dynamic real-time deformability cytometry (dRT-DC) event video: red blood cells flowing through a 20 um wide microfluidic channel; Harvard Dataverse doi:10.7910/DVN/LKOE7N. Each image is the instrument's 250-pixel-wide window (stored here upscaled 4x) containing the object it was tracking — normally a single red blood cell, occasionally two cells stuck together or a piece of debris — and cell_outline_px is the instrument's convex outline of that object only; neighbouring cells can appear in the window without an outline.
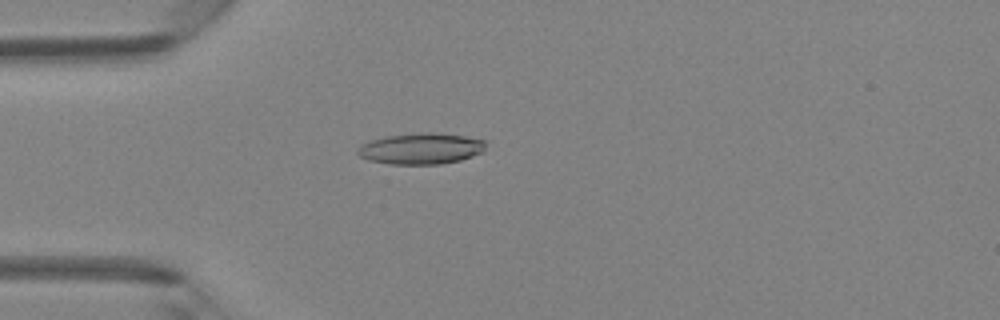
{"species": "Egyptian fruit bat (a non-hibernating species)", "species_latin": "Rousettus aegyptiacus", "temperature_condition": "room temperature", "stored_images_in_passage": 46, "camera_frame_rate_fps": 3000, "um_per_image_px": 0.085, "animal": {"sex": "female"}, "frame": {"image": 1, "passage_image": 13, "time_ms": 4.0, "image_size_px": [1000, 320], "cell_outline_px": [[484, 152], [460, 160], [440, 164], [388, 164], [368, 160], [360, 156], [356, 152], [360, 144], [372, 140], [388, 136], [428, 132], [436, 132], [464, 136], [484, 140]], "centroid_in_image_um": [35.77, 12.64], "position_along_channel_um": 49.2, "area_um2": 23.12}}
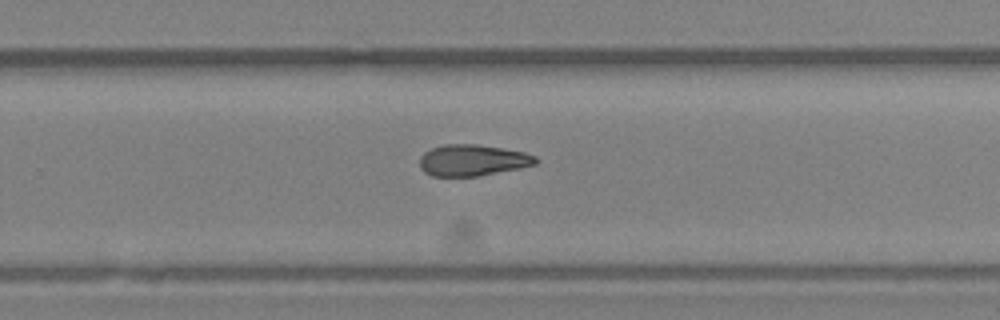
{"frame": {"image": 2, "passage_image": 30, "time_ms": 9.667, "image_size_px": [1000, 320], "cell_outline_px": [[540, 160], [536, 164], [520, 168], [476, 176], [432, 176], [424, 172], [420, 168], [420, 156], [424, 152], [432, 148], [444, 144], [476, 144], [524, 152], [536, 156]], "centroid_in_image_um": [40.16, 13.62], "position_along_channel_um": 289.6, "area_um2": 21.15}}
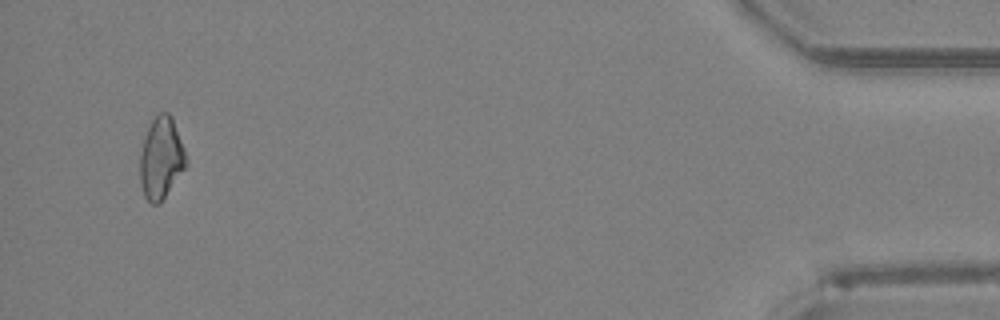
{"frame": {"image": 3, "passage_image": 44, "time_ms": 14.333, "image_size_px": [1000, 320], "cell_outline_px": [[188, 164], [160, 204], [152, 204], [144, 196], [140, 184], [140, 152], [148, 128], [152, 120], [160, 112], [168, 112], [172, 116], [188, 160]], "centroid_in_image_um": [13.7, 13.46], "position_along_channel_um": 421.5, "area_um2": 21.96}}